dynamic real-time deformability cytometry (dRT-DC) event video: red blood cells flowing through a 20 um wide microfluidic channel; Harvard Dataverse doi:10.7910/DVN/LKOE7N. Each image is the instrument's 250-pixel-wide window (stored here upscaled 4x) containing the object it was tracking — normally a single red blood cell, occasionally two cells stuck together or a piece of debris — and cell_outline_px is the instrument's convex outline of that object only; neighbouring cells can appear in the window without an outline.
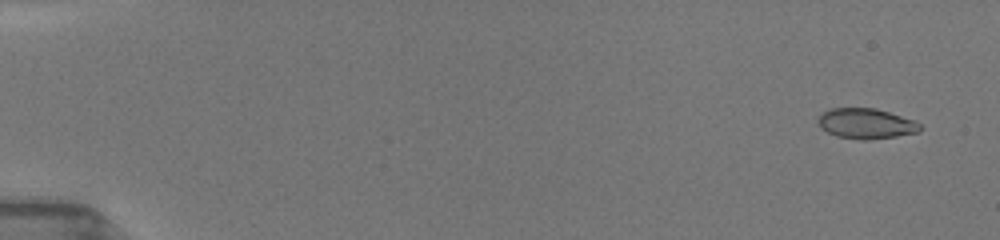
{"species": "common noctule bat (a hibernating species)", "species_latin": "Nyctalus noctula", "temperature_condition": "room temperature", "stored_images_in_passage": 9, "camera_frame_rate_fps": 3000, "um_per_image_px": 0.085, "animal": {"sex": "female", "body_mass_g": 19.5, "forearm_length_mm": 54.1}, "frame": {"image": 1, "passage_image": 1, "time_ms": 0.0, "image_size_px": [1000, 240], "cell_outline_px": [[924, 128], [920, 132], [896, 136], [864, 140], [836, 136], [820, 128], [816, 120], [824, 112], [832, 108], [876, 108], [916, 120]], "centroid_in_image_um": [73.65, 10.5], "position_along_channel_um": 11.3, "area_um2": 18.15}}
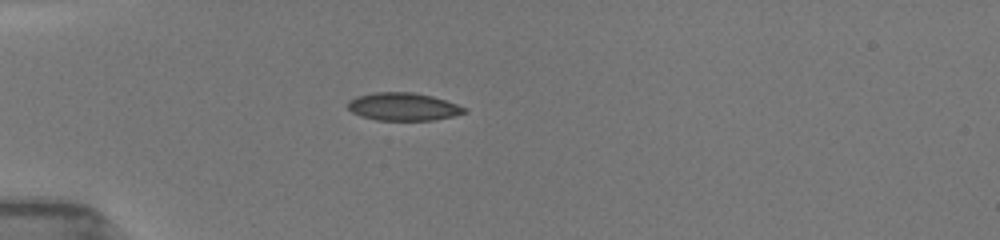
{"frame": {"image": 2, "passage_image": 6, "time_ms": 4.333, "image_size_px": [1000, 240], "cell_outline_px": [[468, 112], [452, 116], [432, 120], [376, 120], [360, 116], [352, 112], [348, 108], [348, 100], [356, 96], [376, 92], [412, 92], [432, 96], [468, 108]], "centroid_in_image_um": [34.26, 9.07], "position_along_channel_um": 50.7, "area_um2": 18.9}}
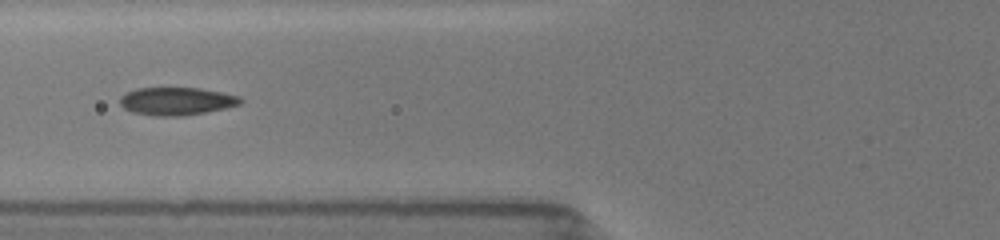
{"frame": {"image": 3, "passage_image": 8, "time_ms": 6.333, "image_size_px": [1000, 240], "cell_outline_px": [[244, 100], [240, 104], [224, 108], [184, 116], [152, 116], [132, 112], [124, 108], [120, 104], [120, 96], [124, 92], [136, 88], [200, 88], [240, 96]], "centroid_in_image_um": [14.97, 8.6], "position_along_channel_um": 110.8, "area_um2": 19.65}}